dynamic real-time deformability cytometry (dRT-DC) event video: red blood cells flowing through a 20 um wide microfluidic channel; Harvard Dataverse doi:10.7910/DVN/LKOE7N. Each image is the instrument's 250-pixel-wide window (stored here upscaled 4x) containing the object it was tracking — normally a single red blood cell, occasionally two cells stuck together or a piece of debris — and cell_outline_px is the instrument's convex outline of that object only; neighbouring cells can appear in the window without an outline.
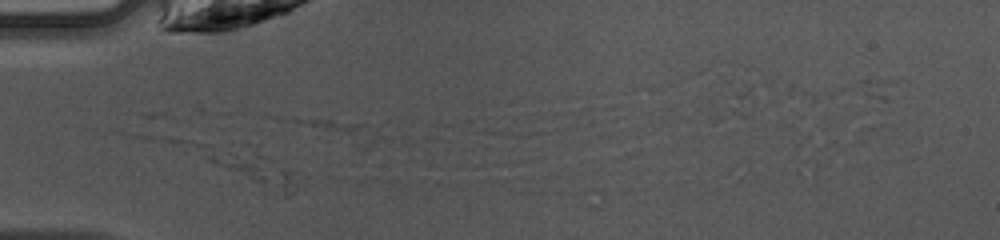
{"species": "common noctule bat (a hibernating species)", "species_latin": "Nyctalus noctula", "temperature_condition": "warm", "stored_images_in_passage": 32, "camera_frame_rate_fps": 3000, "um_per_image_px": 0.085, "animal": {"sex": "female", "body_mass_g": 10.0, "forearm_length_mm": 53.1}, "frame": {"image": 1, "passage_image": 1, "time_ms": 0.0, "image_size_px": [1000, 240], "cell_outline_px": [[300, 172], [292, 192], [264, 192], [208, 160], [192, 140], [260, 144]], "centroid_in_image_um": [21.39, 14.0], "position_along_channel_um": 63.6, "area_um2": 22.48}}
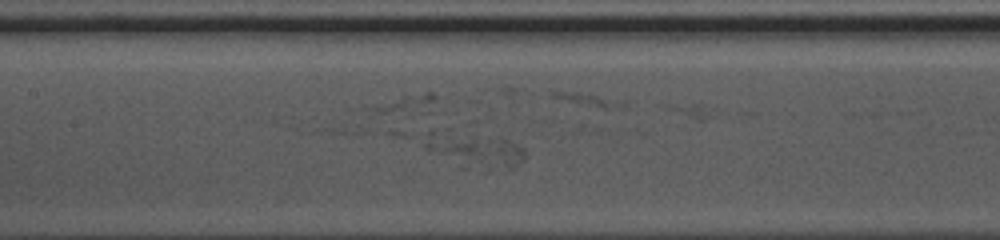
{"frame": {"image": 2, "passage_image": 9, "time_ms": 2.667, "image_size_px": [1000, 240], "cell_outline_px": [[528, 156], [524, 160], [508, 168], [484, 172], [428, 152], [424, 148], [416, 136], [432, 128], [448, 128], [500, 136], [508, 140], [520, 148]], "centroid_in_image_um": [40.14, 12.64], "position_along_channel_um": 167.3, "area_um2": 22.2}}
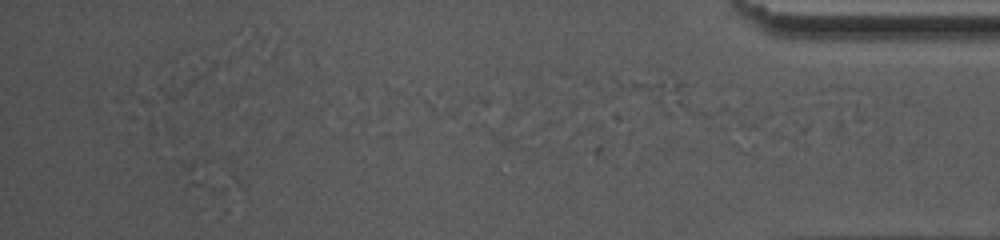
{"frame": {"image": 3, "passage_image": 32, "time_ms": 10.333, "image_size_px": [1000, 240], "cell_outline_px": [[552, 152], [536, 160], [532, 160], [508, 148], [480, 128], [484, 124], [548, 120], [552, 124]], "centroid_in_image_um": [44.52, 11.65], "position_along_channel_um": 390.7, "area_um2": 13.7}}